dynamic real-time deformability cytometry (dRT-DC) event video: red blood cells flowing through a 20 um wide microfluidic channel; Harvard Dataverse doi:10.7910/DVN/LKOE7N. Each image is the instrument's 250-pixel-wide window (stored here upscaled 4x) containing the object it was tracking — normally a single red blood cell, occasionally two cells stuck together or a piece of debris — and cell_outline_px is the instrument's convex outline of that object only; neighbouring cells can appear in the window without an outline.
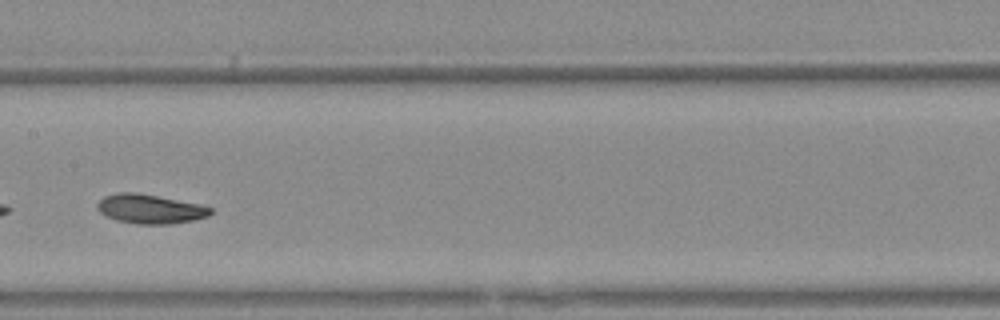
{"species": "Egyptian fruit bat (a non-hibernating species)", "species_latin": "Rousettus aegyptiacus", "temperature_condition": "warm", "stored_images_in_passage": 43, "camera_frame_rate_fps": 3000, "um_per_image_px": 0.085, "animal": {"sex": "female"}, "frame": {"image": 1, "passage_image": 19, "time_ms": 6.0, "image_size_px": [1000, 320], "cell_outline_px": [[212, 212], [208, 216], [192, 220], [172, 224], [136, 224], [116, 220], [100, 212], [96, 208], [96, 204], [104, 196], [116, 192], [136, 192], [200, 204], [212, 208]], "centroid_in_image_um": [12.73, 17.76], "position_along_channel_um": 194.7, "area_um2": 19.31}}
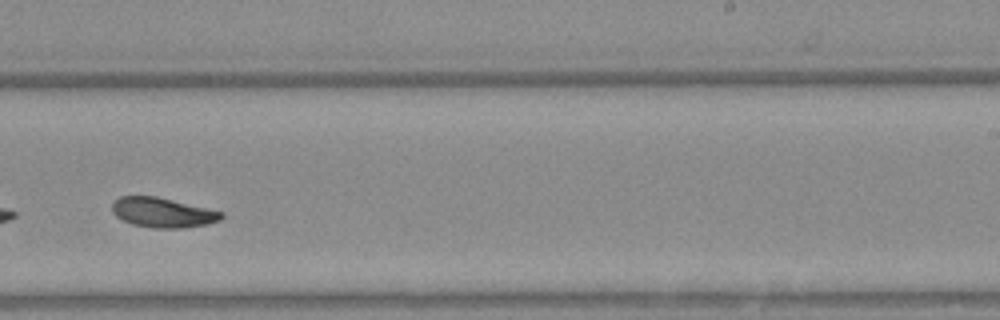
{"frame": {"image": 2, "passage_image": 25, "time_ms": 8.0, "image_size_px": [1000, 320], "cell_outline_px": [[224, 216], [220, 220], [208, 224], [180, 228], [152, 228], [132, 224], [116, 216], [112, 212], [112, 204], [120, 196], [156, 196], [224, 212]], "centroid_in_image_um": [13.84, 18.07], "position_along_channel_um": 275.2, "area_um2": 18.9}}